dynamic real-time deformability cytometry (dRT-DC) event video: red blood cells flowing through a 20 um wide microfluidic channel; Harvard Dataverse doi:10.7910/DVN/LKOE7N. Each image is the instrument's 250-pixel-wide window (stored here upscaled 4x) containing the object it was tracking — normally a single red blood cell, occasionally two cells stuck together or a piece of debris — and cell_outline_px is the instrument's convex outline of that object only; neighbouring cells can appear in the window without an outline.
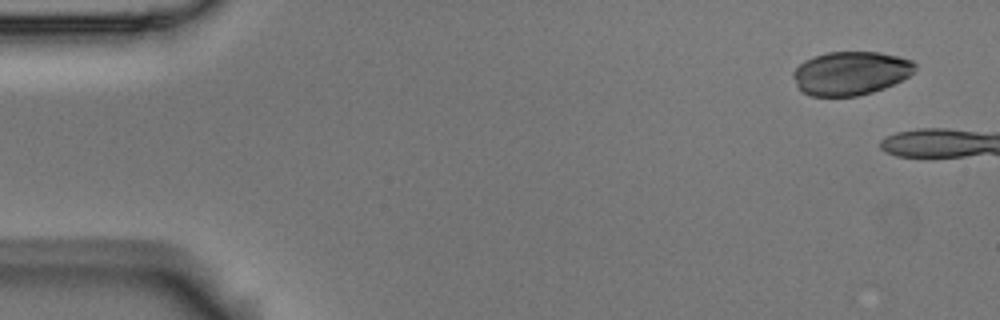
{"species": "Egyptian fruit bat (a non-hibernating species)", "species_latin": "Rousettus aegyptiacus", "temperature_condition": "room temperature", "stored_images_in_passage": 4, "camera_frame_rate_fps": 3000, "um_per_image_px": 0.085, "animal": {"sex": "male"}, "frame": {"image": 1, "passage_image": 1, "time_ms": 0.0, "image_size_px": [1000, 320], "cell_outline_px": [[916, 68], [908, 76], [884, 88], [872, 92], [856, 96], [812, 96], [804, 92], [796, 84], [792, 76], [792, 72], [804, 60], [812, 56], [828, 52], [880, 52], [912, 60], [916, 64]], "centroid_in_image_um": [72.28, 6.21], "position_along_channel_um": 12.7, "area_um2": 30.81}}